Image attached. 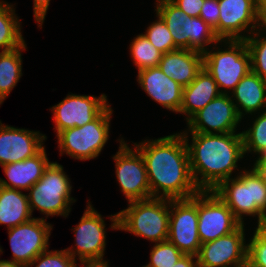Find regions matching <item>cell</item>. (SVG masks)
Returning a JSON list of instances; mask_svg holds the SVG:
<instances>
[{
    "label": "cell",
    "instance_id": "1",
    "mask_svg": "<svg viewBox=\"0 0 266 267\" xmlns=\"http://www.w3.org/2000/svg\"><path fill=\"white\" fill-rule=\"evenodd\" d=\"M168 134L129 142L143 157L151 197L169 200L191 198L200 190L191 175L186 141L178 130Z\"/></svg>",
    "mask_w": 266,
    "mask_h": 267
},
{
    "label": "cell",
    "instance_id": "2",
    "mask_svg": "<svg viewBox=\"0 0 266 267\" xmlns=\"http://www.w3.org/2000/svg\"><path fill=\"white\" fill-rule=\"evenodd\" d=\"M188 148L190 171L199 190H214L248 166L241 132H181Z\"/></svg>",
    "mask_w": 266,
    "mask_h": 267
},
{
    "label": "cell",
    "instance_id": "3",
    "mask_svg": "<svg viewBox=\"0 0 266 267\" xmlns=\"http://www.w3.org/2000/svg\"><path fill=\"white\" fill-rule=\"evenodd\" d=\"M213 191L241 224L255 228L266 214V184L249 165Z\"/></svg>",
    "mask_w": 266,
    "mask_h": 267
},
{
    "label": "cell",
    "instance_id": "4",
    "mask_svg": "<svg viewBox=\"0 0 266 267\" xmlns=\"http://www.w3.org/2000/svg\"><path fill=\"white\" fill-rule=\"evenodd\" d=\"M64 168L58 161L52 160L40 180L27 191L33 217L34 211H38V218L44 220L55 216L66 219L71 214L77 199L72 194L74 183Z\"/></svg>",
    "mask_w": 266,
    "mask_h": 267
},
{
    "label": "cell",
    "instance_id": "5",
    "mask_svg": "<svg viewBox=\"0 0 266 267\" xmlns=\"http://www.w3.org/2000/svg\"><path fill=\"white\" fill-rule=\"evenodd\" d=\"M126 205L118 211V231L145 239L150 244L168 240L169 199L151 197L130 201Z\"/></svg>",
    "mask_w": 266,
    "mask_h": 267
},
{
    "label": "cell",
    "instance_id": "6",
    "mask_svg": "<svg viewBox=\"0 0 266 267\" xmlns=\"http://www.w3.org/2000/svg\"><path fill=\"white\" fill-rule=\"evenodd\" d=\"M86 202L81 218L70 229L75 237L74 242L64 249L78 262L106 261L107 230L118 231V212L104 216L90 198ZM108 219L110 224L105 222Z\"/></svg>",
    "mask_w": 266,
    "mask_h": 267
},
{
    "label": "cell",
    "instance_id": "7",
    "mask_svg": "<svg viewBox=\"0 0 266 267\" xmlns=\"http://www.w3.org/2000/svg\"><path fill=\"white\" fill-rule=\"evenodd\" d=\"M112 105L113 103L92 122L61 131L55 137L58 155H65L78 162L99 158L111 137V121L116 112Z\"/></svg>",
    "mask_w": 266,
    "mask_h": 267
},
{
    "label": "cell",
    "instance_id": "8",
    "mask_svg": "<svg viewBox=\"0 0 266 267\" xmlns=\"http://www.w3.org/2000/svg\"><path fill=\"white\" fill-rule=\"evenodd\" d=\"M203 67L216 81L219 91L230 94L251 71V55L245 40H219L203 53Z\"/></svg>",
    "mask_w": 266,
    "mask_h": 267
},
{
    "label": "cell",
    "instance_id": "9",
    "mask_svg": "<svg viewBox=\"0 0 266 267\" xmlns=\"http://www.w3.org/2000/svg\"><path fill=\"white\" fill-rule=\"evenodd\" d=\"M152 7L168 27L178 49L204 53L220 40L200 17L188 16L170 0H155Z\"/></svg>",
    "mask_w": 266,
    "mask_h": 267
},
{
    "label": "cell",
    "instance_id": "10",
    "mask_svg": "<svg viewBox=\"0 0 266 267\" xmlns=\"http://www.w3.org/2000/svg\"><path fill=\"white\" fill-rule=\"evenodd\" d=\"M119 135L115 140L118 143L117 151L110 157L114 162L115 181L120 193L126 202L151 198L147 170L141 153L127 138Z\"/></svg>",
    "mask_w": 266,
    "mask_h": 267
},
{
    "label": "cell",
    "instance_id": "11",
    "mask_svg": "<svg viewBox=\"0 0 266 267\" xmlns=\"http://www.w3.org/2000/svg\"><path fill=\"white\" fill-rule=\"evenodd\" d=\"M108 95L68 92L60 102L50 106L55 137L63 130L82 127L95 120L109 105Z\"/></svg>",
    "mask_w": 266,
    "mask_h": 267
},
{
    "label": "cell",
    "instance_id": "12",
    "mask_svg": "<svg viewBox=\"0 0 266 267\" xmlns=\"http://www.w3.org/2000/svg\"><path fill=\"white\" fill-rule=\"evenodd\" d=\"M252 228L241 224L232 233L201 244L196 255L198 267H245Z\"/></svg>",
    "mask_w": 266,
    "mask_h": 267
},
{
    "label": "cell",
    "instance_id": "13",
    "mask_svg": "<svg viewBox=\"0 0 266 267\" xmlns=\"http://www.w3.org/2000/svg\"><path fill=\"white\" fill-rule=\"evenodd\" d=\"M180 132L224 134L242 131V119L229 94L221 93L196 112Z\"/></svg>",
    "mask_w": 266,
    "mask_h": 267
},
{
    "label": "cell",
    "instance_id": "14",
    "mask_svg": "<svg viewBox=\"0 0 266 267\" xmlns=\"http://www.w3.org/2000/svg\"><path fill=\"white\" fill-rule=\"evenodd\" d=\"M34 217L31 220L7 229L12 256L9 261L28 266L35 257L50 247L54 224Z\"/></svg>",
    "mask_w": 266,
    "mask_h": 267
},
{
    "label": "cell",
    "instance_id": "15",
    "mask_svg": "<svg viewBox=\"0 0 266 267\" xmlns=\"http://www.w3.org/2000/svg\"><path fill=\"white\" fill-rule=\"evenodd\" d=\"M168 241L183 254H198V193L191 198L170 200Z\"/></svg>",
    "mask_w": 266,
    "mask_h": 267
},
{
    "label": "cell",
    "instance_id": "16",
    "mask_svg": "<svg viewBox=\"0 0 266 267\" xmlns=\"http://www.w3.org/2000/svg\"><path fill=\"white\" fill-rule=\"evenodd\" d=\"M241 223L213 190L198 192V235L201 244L235 231Z\"/></svg>",
    "mask_w": 266,
    "mask_h": 267
},
{
    "label": "cell",
    "instance_id": "17",
    "mask_svg": "<svg viewBox=\"0 0 266 267\" xmlns=\"http://www.w3.org/2000/svg\"><path fill=\"white\" fill-rule=\"evenodd\" d=\"M220 18L214 29L220 40H245L261 28L256 0H218Z\"/></svg>",
    "mask_w": 266,
    "mask_h": 267
},
{
    "label": "cell",
    "instance_id": "18",
    "mask_svg": "<svg viewBox=\"0 0 266 267\" xmlns=\"http://www.w3.org/2000/svg\"><path fill=\"white\" fill-rule=\"evenodd\" d=\"M47 139L40 130L11 126L0 119V166L35 156Z\"/></svg>",
    "mask_w": 266,
    "mask_h": 267
},
{
    "label": "cell",
    "instance_id": "19",
    "mask_svg": "<svg viewBox=\"0 0 266 267\" xmlns=\"http://www.w3.org/2000/svg\"><path fill=\"white\" fill-rule=\"evenodd\" d=\"M136 73L138 88L142 89L149 99L170 114L172 112L177 115L180 112L183 96L181 85L166 76L158 66L145 68Z\"/></svg>",
    "mask_w": 266,
    "mask_h": 267
},
{
    "label": "cell",
    "instance_id": "20",
    "mask_svg": "<svg viewBox=\"0 0 266 267\" xmlns=\"http://www.w3.org/2000/svg\"><path fill=\"white\" fill-rule=\"evenodd\" d=\"M46 147L33 157L1 166L6 178L0 177V186L27 192L40 180L44 170L52 162Z\"/></svg>",
    "mask_w": 266,
    "mask_h": 267
},
{
    "label": "cell",
    "instance_id": "21",
    "mask_svg": "<svg viewBox=\"0 0 266 267\" xmlns=\"http://www.w3.org/2000/svg\"><path fill=\"white\" fill-rule=\"evenodd\" d=\"M229 95L242 120L266 111V80L252 70L241 79Z\"/></svg>",
    "mask_w": 266,
    "mask_h": 267
},
{
    "label": "cell",
    "instance_id": "22",
    "mask_svg": "<svg viewBox=\"0 0 266 267\" xmlns=\"http://www.w3.org/2000/svg\"><path fill=\"white\" fill-rule=\"evenodd\" d=\"M158 67L184 88L203 69V53L187 49L167 52L162 54Z\"/></svg>",
    "mask_w": 266,
    "mask_h": 267
},
{
    "label": "cell",
    "instance_id": "23",
    "mask_svg": "<svg viewBox=\"0 0 266 267\" xmlns=\"http://www.w3.org/2000/svg\"><path fill=\"white\" fill-rule=\"evenodd\" d=\"M220 94L216 81L203 67L196 78L183 88L182 104L177 115L183 117V122H187L196 112Z\"/></svg>",
    "mask_w": 266,
    "mask_h": 267
},
{
    "label": "cell",
    "instance_id": "24",
    "mask_svg": "<svg viewBox=\"0 0 266 267\" xmlns=\"http://www.w3.org/2000/svg\"><path fill=\"white\" fill-rule=\"evenodd\" d=\"M32 218L27 192L0 186V225L7 230Z\"/></svg>",
    "mask_w": 266,
    "mask_h": 267
},
{
    "label": "cell",
    "instance_id": "25",
    "mask_svg": "<svg viewBox=\"0 0 266 267\" xmlns=\"http://www.w3.org/2000/svg\"><path fill=\"white\" fill-rule=\"evenodd\" d=\"M16 4L18 3L0 0V52L15 50L26 42L24 24L16 13Z\"/></svg>",
    "mask_w": 266,
    "mask_h": 267
},
{
    "label": "cell",
    "instance_id": "26",
    "mask_svg": "<svg viewBox=\"0 0 266 267\" xmlns=\"http://www.w3.org/2000/svg\"><path fill=\"white\" fill-rule=\"evenodd\" d=\"M27 41L19 48L0 52V108L23 77V53L28 51Z\"/></svg>",
    "mask_w": 266,
    "mask_h": 267
},
{
    "label": "cell",
    "instance_id": "27",
    "mask_svg": "<svg viewBox=\"0 0 266 267\" xmlns=\"http://www.w3.org/2000/svg\"><path fill=\"white\" fill-rule=\"evenodd\" d=\"M241 133L248 163L256 157L266 155V111L243 119Z\"/></svg>",
    "mask_w": 266,
    "mask_h": 267
},
{
    "label": "cell",
    "instance_id": "28",
    "mask_svg": "<svg viewBox=\"0 0 266 267\" xmlns=\"http://www.w3.org/2000/svg\"><path fill=\"white\" fill-rule=\"evenodd\" d=\"M134 36L131 37L130 44L127 46L132 67H135L136 72L145 68L157 67L162 53L149 42L142 31Z\"/></svg>",
    "mask_w": 266,
    "mask_h": 267
},
{
    "label": "cell",
    "instance_id": "29",
    "mask_svg": "<svg viewBox=\"0 0 266 267\" xmlns=\"http://www.w3.org/2000/svg\"><path fill=\"white\" fill-rule=\"evenodd\" d=\"M152 13L154 19L150 20L142 33L162 54L177 50L173 37L162 18L155 11Z\"/></svg>",
    "mask_w": 266,
    "mask_h": 267
},
{
    "label": "cell",
    "instance_id": "30",
    "mask_svg": "<svg viewBox=\"0 0 266 267\" xmlns=\"http://www.w3.org/2000/svg\"><path fill=\"white\" fill-rule=\"evenodd\" d=\"M245 41L251 55V70L266 80V32L260 28Z\"/></svg>",
    "mask_w": 266,
    "mask_h": 267
},
{
    "label": "cell",
    "instance_id": "31",
    "mask_svg": "<svg viewBox=\"0 0 266 267\" xmlns=\"http://www.w3.org/2000/svg\"><path fill=\"white\" fill-rule=\"evenodd\" d=\"M149 261L145 267H172L183 253L168 240L159 243L150 244Z\"/></svg>",
    "mask_w": 266,
    "mask_h": 267
},
{
    "label": "cell",
    "instance_id": "32",
    "mask_svg": "<svg viewBox=\"0 0 266 267\" xmlns=\"http://www.w3.org/2000/svg\"><path fill=\"white\" fill-rule=\"evenodd\" d=\"M40 253L27 267H76V261L64 248L51 249Z\"/></svg>",
    "mask_w": 266,
    "mask_h": 267
},
{
    "label": "cell",
    "instance_id": "33",
    "mask_svg": "<svg viewBox=\"0 0 266 267\" xmlns=\"http://www.w3.org/2000/svg\"><path fill=\"white\" fill-rule=\"evenodd\" d=\"M247 266L266 267V237L256 228L248 235Z\"/></svg>",
    "mask_w": 266,
    "mask_h": 267
},
{
    "label": "cell",
    "instance_id": "34",
    "mask_svg": "<svg viewBox=\"0 0 266 267\" xmlns=\"http://www.w3.org/2000/svg\"><path fill=\"white\" fill-rule=\"evenodd\" d=\"M199 17L214 30L219 24V1L204 0V5L202 6Z\"/></svg>",
    "mask_w": 266,
    "mask_h": 267
},
{
    "label": "cell",
    "instance_id": "35",
    "mask_svg": "<svg viewBox=\"0 0 266 267\" xmlns=\"http://www.w3.org/2000/svg\"><path fill=\"white\" fill-rule=\"evenodd\" d=\"M52 0H33V18L38 30L43 29Z\"/></svg>",
    "mask_w": 266,
    "mask_h": 267
},
{
    "label": "cell",
    "instance_id": "36",
    "mask_svg": "<svg viewBox=\"0 0 266 267\" xmlns=\"http://www.w3.org/2000/svg\"><path fill=\"white\" fill-rule=\"evenodd\" d=\"M176 7L191 17H199L204 0H170Z\"/></svg>",
    "mask_w": 266,
    "mask_h": 267
},
{
    "label": "cell",
    "instance_id": "37",
    "mask_svg": "<svg viewBox=\"0 0 266 267\" xmlns=\"http://www.w3.org/2000/svg\"><path fill=\"white\" fill-rule=\"evenodd\" d=\"M266 184V155L252 159L248 164Z\"/></svg>",
    "mask_w": 266,
    "mask_h": 267
},
{
    "label": "cell",
    "instance_id": "38",
    "mask_svg": "<svg viewBox=\"0 0 266 267\" xmlns=\"http://www.w3.org/2000/svg\"><path fill=\"white\" fill-rule=\"evenodd\" d=\"M172 267H198L197 257L191 254H183Z\"/></svg>",
    "mask_w": 266,
    "mask_h": 267
},
{
    "label": "cell",
    "instance_id": "39",
    "mask_svg": "<svg viewBox=\"0 0 266 267\" xmlns=\"http://www.w3.org/2000/svg\"><path fill=\"white\" fill-rule=\"evenodd\" d=\"M257 1V12L261 26L266 22V0Z\"/></svg>",
    "mask_w": 266,
    "mask_h": 267
},
{
    "label": "cell",
    "instance_id": "40",
    "mask_svg": "<svg viewBox=\"0 0 266 267\" xmlns=\"http://www.w3.org/2000/svg\"><path fill=\"white\" fill-rule=\"evenodd\" d=\"M110 261H89V262H78L76 267H111Z\"/></svg>",
    "mask_w": 266,
    "mask_h": 267
},
{
    "label": "cell",
    "instance_id": "41",
    "mask_svg": "<svg viewBox=\"0 0 266 267\" xmlns=\"http://www.w3.org/2000/svg\"><path fill=\"white\" fill-rule=\"evenodd\" d=\"M3 254H4V250H3V247H1L0 245V257ZM0 267H27V266L17 263V262H13V261L0 258Z\"/></svg>",
    "mask_w": 266,
    "mask_h": 267
},
{
    "label": "cell",
    "instance_id": "42",
    "mask_svg": "<svg viewBox=\"0 0 266 267\" xmlns=\"http://www.w3.org/2000/svg\"><path fill=\"white\" fill-rule=\"evenodd\" d=\"M263 236L266 237V216L262 218L260 223L255 227Z\"/></svg>",
    "mask_w": 266,
    "mask_h": 267
},
{
    "label": "cell",
    "instance_id": "43",
    "mask_svg": "<svg viewBox=\"0 0 266 267\" xmlns=\"http://www.w3.org/2000/svg\"><path fill=\"white\" fill-rule=\"evenodd\" d=\"M261 29L266 32V22L261 26Z\"/></svg>",
    "mask_w": 266,
    "mask_h": 267
}]
</instances>
